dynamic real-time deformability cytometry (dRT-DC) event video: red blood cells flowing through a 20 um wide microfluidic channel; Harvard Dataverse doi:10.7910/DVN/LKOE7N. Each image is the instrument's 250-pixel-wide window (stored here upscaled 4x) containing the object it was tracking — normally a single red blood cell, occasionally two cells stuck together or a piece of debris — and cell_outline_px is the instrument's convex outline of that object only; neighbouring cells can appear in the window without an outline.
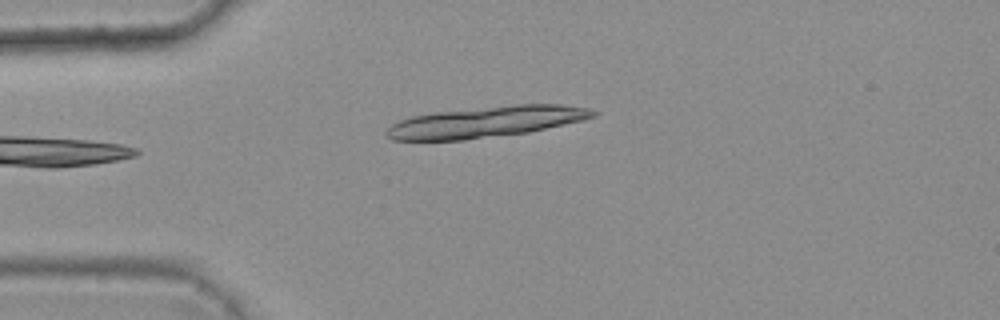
{"species": "common noctule bat (a hibernating species)", "species_latin": "Nyctalus noctula", "temperature_condition": "warm", "stored_images_in_passage": 4, "segment_of_instrument_passage": [1, 2], "camera_frame_rate_fps": 3000, "um_per_image_px": 0.085, "animal": {"sex": "female", "body_mass_g": 25.1}, "frame": {"image": 1, "passage_image": 1, "time_ms": 0.0, "image_size_px": [1000, 320], "cell_outline_px": [[600, 112], [596, 116], [584, 120], [528, 132], [464, 140], [392, 140], [384, 136], [384, 132], [392, 124], [400, 120], [412, 116], [436, 112], [512, 104], [560, 104], [592, 108]], "centroid_in_image_um": [41.35, 10.35], "position_along_channel_um": 43.7, "area_um2": 37.51}}